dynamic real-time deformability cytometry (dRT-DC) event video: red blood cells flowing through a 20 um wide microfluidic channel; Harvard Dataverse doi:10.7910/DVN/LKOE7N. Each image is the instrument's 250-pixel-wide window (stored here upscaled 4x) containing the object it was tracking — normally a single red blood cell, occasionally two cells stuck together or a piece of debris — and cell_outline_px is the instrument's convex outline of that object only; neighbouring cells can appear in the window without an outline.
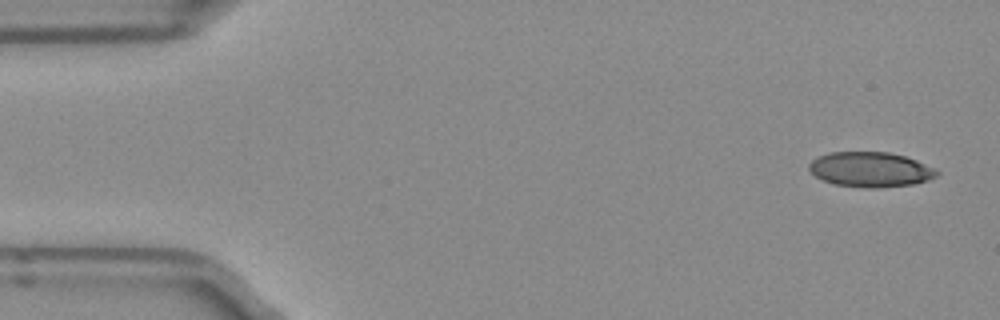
{"species": "Egyptian fruit bat (a non-hibernating species)", "species_latin": "Rousettus aegyptiacus", "temperature_condition": "room temperature", "stored_images_in_passage": 3, "camera_frame_rate_fps": 3000, "um_per_image_px": 0.085, "frame": {"image": 1, "passage_image": 1, "time_ms": 0.0, "image_size_px": [1000, 320], "cell_outline_px": [[940, 172], [936, 176], [928, 180], [912, 184], [876, 188], [868, 188], [832, 184], [816, 176], [808, 168], [808, 164], [812, 160], [828, 152], [888, 152], [904, 156], [916, 160]], "centroid_in_image_um": [73.96, 14.41], "position_along_channel_um": 11.0, "area_um2": 25.84}}